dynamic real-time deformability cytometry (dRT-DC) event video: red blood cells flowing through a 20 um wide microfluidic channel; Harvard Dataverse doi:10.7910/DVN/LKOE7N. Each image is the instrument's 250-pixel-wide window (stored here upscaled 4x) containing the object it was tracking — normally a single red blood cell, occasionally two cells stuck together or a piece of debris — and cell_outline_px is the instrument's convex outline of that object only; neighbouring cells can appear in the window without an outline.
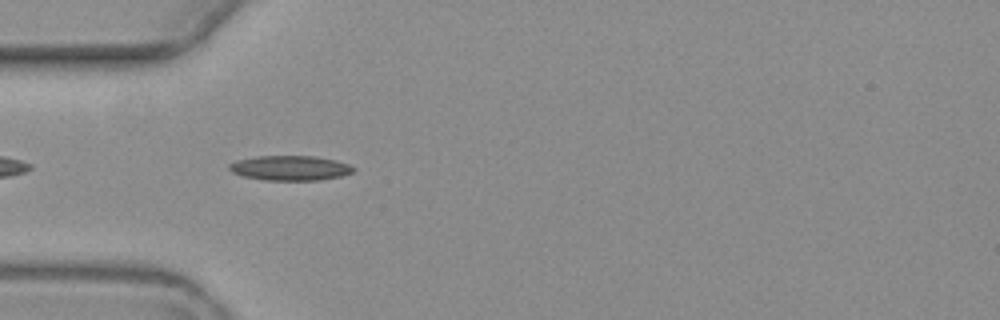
{"species": "common noctule bat (a hibernating species)", "species_latin": "Nyctalus noctula", "temperature_condition": "warm", "stored_images_in_passage": 5, "camera_frame_rate_fps": 3000, "um_per_image_px": 0.085, "animal": {"sex": "female", "body_mass_g": 19.3, "forearm_length_mm": 54.1}, "frame": {"image": 1, "passage_image": 4, "time_ms": 3.667, "image_size_px": [1000, 320], "cell_outline_px": [[356, 168], [352, 172], [340, 176], [320, 180], [264, 180], [244, 176], [232, 172], [228, 168], [228, 164], [236, 160], [256, 156], [312, 156], [336, 160], [348, 164]], "centroid_in_image_um": [24.64, 14.28], "position_along_channel_um": 60.4, "area_um2": 17.92}}
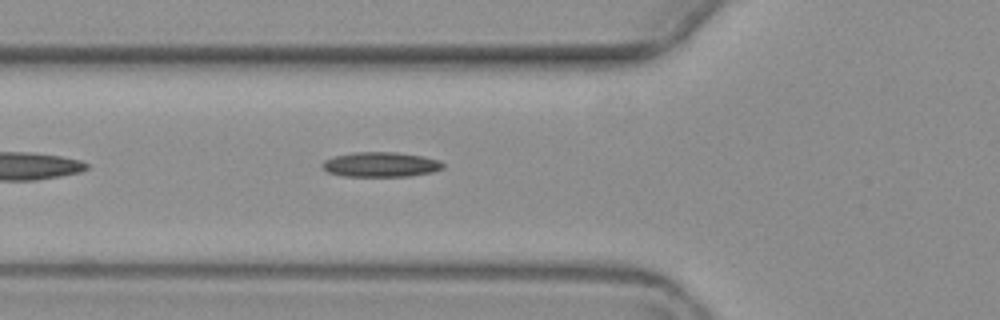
{"frame": {"image": 2, "passage_image": 5, "time_ms": 4.667, "image_size_px": [1000, 320], "cell_outline_px": [[444, 168], [432, 172], [412, 176], [344, 176], [328, 172], [320, 164], [324, 160], [336, 156], [352, 152], [396, 152], [424, 156], [440, 160], [444, 164]], "centroid_in_image_um": [32.4, 13.98], "position_along_channel_um": 93.4, "area_um2": 17.57}}